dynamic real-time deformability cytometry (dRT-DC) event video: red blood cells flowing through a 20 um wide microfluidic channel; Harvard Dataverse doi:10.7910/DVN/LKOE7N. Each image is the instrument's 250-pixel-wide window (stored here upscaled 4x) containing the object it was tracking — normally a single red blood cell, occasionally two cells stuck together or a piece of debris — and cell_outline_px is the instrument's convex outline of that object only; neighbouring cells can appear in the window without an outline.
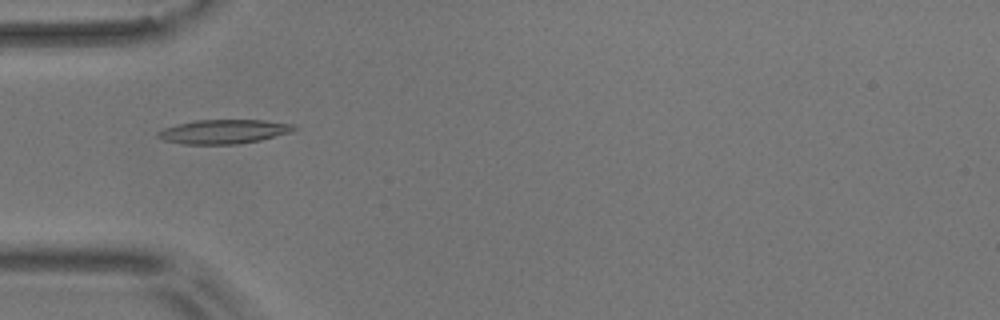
{"species": "common noctule bat (a hibernating species)", "species_latin": "Nyctalus noctula", "temperature_condition": "room temperature", "stored_images_in_passage": 9, "camera_frame_rate_fps": 3000, "um_per_image_px": 0.085, "animal": {"sex": "male", "body_mass_g": 17.9}, "frame": {"image": 1, "passage_image": 4, "time_ms": 3.667, "image_size_px": [1000, 320], "cell_outline_px": [[300, 128], [292, 132], [260, 140], [236, 144], [184, 144], [164, 140], [156, 136], [156, 132], [164, 128], [196, 120], [264, 120], [292, 124]], "centroid_in_image_um": [19.05, 11.18], "position_along_channel_um": 65.9, "area_um2": 19.07}}
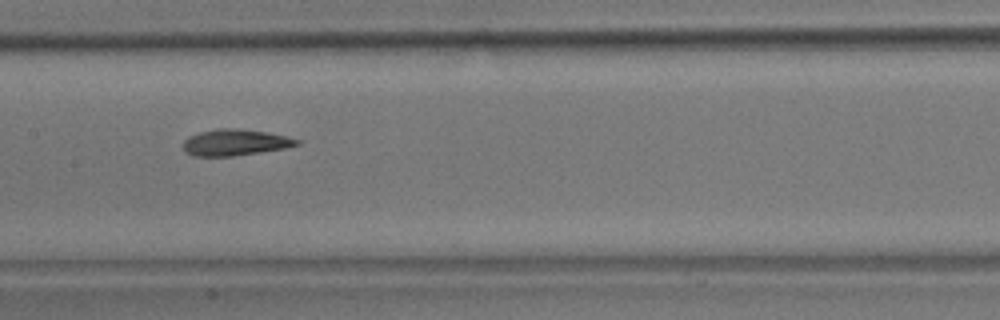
{"frame": {"image": 2, "passage_image": 7, "time_ms": 7.0, "image_size_px": [1000, 320], "cell_outline_px": [[300, 144], [284, 148], [260, 152], [232, 156], [192, 156], [184, 152], [184, 140], [188, 136], [200, 132], [216, 128], [236, 128], [268, 132], [288, 136], [300, 140]], "centroid_in_image_um": [19.97, 12.1], "position_along_channel_um": 187.4, "area_um2": 17.51}}
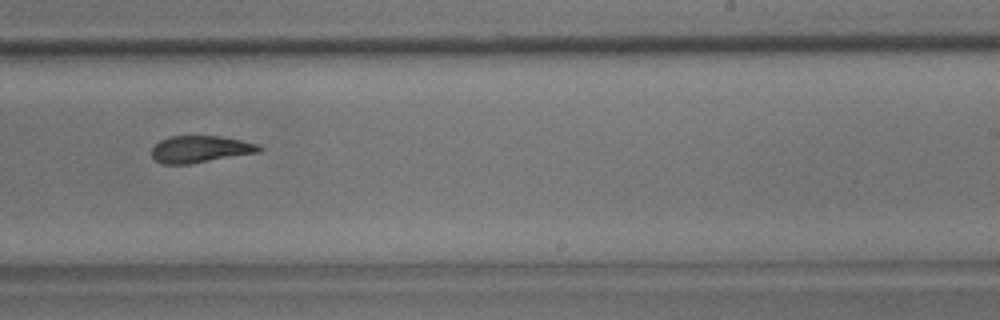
{"frame": {"image": 3, "passage_image": 9, "time_ms": 9.333, "image_size_px": [1000, 320], "cell_outline_px": [[264, 148], [260, 152], [188, 164], [164, 164], [156, 160], [152, 156], [152, 148], [160, 140], [168, 136], [220, 136], [260, 144]], "centroid_in_image_um": [17.05, 12.67], "position_along_channel_um": 272.0, "area_um2": 16.82}}